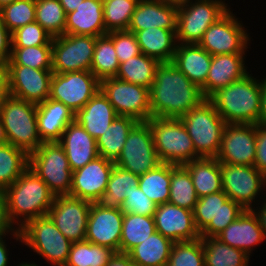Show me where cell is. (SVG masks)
Masks as SVG:
<instances>
[{"label":"cell","instance_id":"11","mask_svg":"<svg viewBox=\"0 0 266 266\" xmlns=\"http://www.w3.org/2000/svg\"><path fill=\"white\" fill-rule=\"evenodd\" d=\"M114 164L139 176L161 164L148 121H138L133 126Z\"/></svg>","mask_w":266,"mask_h":266},{"label":"cell","instance_id":"14","mask_svg":"<svg viewBox=\"0 0 266 266\" xmlns=\"http://www.w3.org/2000/svg\"><path fill=\"white\" fill-rule=\"evenodd\" d=\"M239 19L229 10L205 31L198 44L212 56L247 53L252 38Z\"/></svg>","mask_w":266,"mask_h":266},{"label":"cell","instance_id":"47","mask_svg":"<svg viewBox=\"0 0 266 266\" xmlns=\"http://www.w3.org/2000/svg\"><path fill=\"white\" fill-rule=\"evenodd\" d=\"M0 16L12 34L21 26L35 21V0H15L0 9Z\"/></svg>","mask_w":266,"mask_h":266},{"label":"cell","instance_id":"40","mask_svg":"<svg viewBox=\"0 0 266 266\" xmlns=\"http://www.w3.org/2000/svg\"><path fill=\"white\" fill-rule=\"evenodd\" d=\"M115 253L110 247L78 241L72 244L64 266H106Z\"/></svg>","mask_w":266,"mask_h":266},{"label":"cell","instance_id":"49","mask_svg":"<svg viewBox=\"0 0 266 266\" xmlns=\"http://www.w3.org/2000/svg\"><path fill=\"white\" fill-rule=\"evenodd\" d=\"M53 37L36 21L21 26L11 34L12 47L52 45Z\"/></svg>","mask_w":266,"mask_h":266},{"label":"cell","instance_id":"61","mask_svg":"<svg viewBox=\"0 0 266 266\" xmlns=\"http://www.w3.org/2000/svg\"><path fill=\"white\" fill-rule=\"evenodd\" d=\"M64 8L65 14L73 12L83 2V0H59Z\"/></svg>","mask_w":266,"mask_h":266},{"label":"cell","instance_id":"29","mask_svg":"<svg viewBox=\"0 0 266 266\" xmlns=\"http://www.w3.org/2000/svg\"><path fill=\"white\" fill-rule=\"evenodd\" d=\"M117 116L114 107L99 90L75 113L74 120L96 140L104 134Z\"/></svg>","mask_w":266,"mask_h":266},{"label":"cell","instance_id":"17","mask_svg":"<svg viewBox=\"0 0 266 266\" xmlns=\"http://www.w3.org/2000/svg\"><path fill=\"white\" fill-rule=\"evenodd\" d=\"M256 124H226L216 159L220 163L254 166Z\"/></svg>","mask_w":266,"mask_h":266},{"label":"cell","instance_id":"64","mask_svg":"<svg viewBox=\"0 0 266 266\" xmlns=\"http://www.w3.org/2000/svg\"><path fill=\"white\" fill-rule=\"evenodd\" d=\"M13 1H15V0H0V9H1L3 6L12 3Z\"/></svg>","mask_w":266,"mask_h":266},{"label":"cell","instance_id":"9","mask_svg":"<svg viewBox=\"0 0 266 266\" xmlns=\"http://www.w3.org/2000/svg\"><path fill=\"white\" fill-rule=\"evenodd\" d=\"M29 168L55 196L70 194L72 171L66 153L58 142H43L29 154Z\"/></svg>","mask_w":266,"mask_h":266},{"label":"cell","instance_id":"27","mask_svg":"<svg viewBox=\"0 0 266 266\" xmlns=\"http://www.w3.org/2000/svg\"><path fill=\"white\" fill-rule=\"evenodd\" d=\"M205 97V82L212 62V55L199 44H178L172 61Z\"/></svg>","mask_w":266,"mask_h":266},{"label":"cell","instance_id":"31","mask_svg":"<svg viewBox=\"0 0 266 266\" xmlns=\"http://www.w3.org/2000/svg\"><path fill=\"white\" fill-rule=\"evenodd\" d=\"M183 166L192 177L198 198L223 191L220 162L216 158L201 157Z\"/></svg>","mask_w":266,"mask_h":266},{"label":"cell","instance_id":"50","mask_svg":"<svg viewBox=\"0 0 266 266\" xmlns=\"http://www.w3.org/2000/svg\"><path fill=\"white\" fill-rule=\"evenodd\" d=\"M244 209L232 199L228 198L221 206L220 213L213 218L210 224L200 233L201 237H216L228 225L235 221Z\"/></svg>","mask_w":266,"mask_h":266},{"label":"cell","instance_id":"48","mask_svg":"<svg viewBox=\"0 0 266 266\" xmlns=\"http://www.w3.org/2000/svg\"><path fill=\"white\" fill-rule=\"evenodd\" d=\"M229 197L224 191L212 193L198 198L193 209L195 225L201 233L220 213L221 206Z\"/></svg>","mask_w":266,"mask_h":266},{"label":"cell","instance_id":"25","mask_svg":"<svg viewBox=\"0 0 266 266\" xmlns=\"http://www.w3.org/2000/svg\"><path fill=\"white\" fill-rule=\"evenodd\" d=\"M246 53L220 54L212 56L211 66L205 82V98L222 87L243 78L247 72Z\"/></svg>","mask_w":266,"mask_h":266},{"label":"cell","instance_id":"43","mask_svg":"<svg viewBox=\"0 0 266 266\" xmlns=\"http://www.w3.org/2000/svg\"><path fill=\"white\" fill-rule=\"evenodd\" d=\"M35 21L53 38L63 35L66 14L59 0H35Z\"/></svg>","mask_w":266,"mask_h":266},{"label":"cell","instance_id":"42","mask_svg":"<svg viewBox=\"0 0 266 266\" xmlns=\"http://www.w3.org/2000/svg\"><path fill=\"white\" fill-rule=\"evenodd\" d=\"M29 167V155L12 144L0 145V188L6 189Z\"/></svg>","mask_w":266,"mask_h":266},{"label":"cell","instance_id":"6","mask_svg":"<svg viewBox=\"0 0 266 266\" xmlns=\"http://www.w3.org/2000/svg\"><path fill=\"white\" fill-rule=\"evenodd\" d=\"M148 123L161 163L178 166L201 158L180 119L151 117Z\"/></svg>","mask_w":266,"mask_h":266},{"label":"cell","instance_id":"33","mask_svg":"<svg viewBox=\"0 0 266 266\" xmlns=\"http://www.w3.org/2000/svg\"><path fill=\"white\" fill-rule=\"evenodd\" d=\"M173 243L171 239L156 231L127 254L136 266H165Z\"/></svg>","mask_w":266,"mask_h":266},{"label":"cell","instance_id":"37","mask_svg":"<svg viewBox=\"0 0 266 266\" xmlns=\"http://www.w3.org/2000/svg\"><path fill=\"white\" fill-rule=\"evenodd\" d=\"M156 232L154 216L124 213L120 253H128Z\"/></svg>","mask_w":266,"mask_h":266},{"label":"cell","instance_id":"46","mask_svg":"<svg viewBox=\"0 0 266 266\" xmlns=\"http://www.w3.org/2000/svg\"><path fill=\"white\" fill-rule=\"evenodd\" d=\"M165 266H204L202 238L174 242Z\"/></svg>","mask_w":266,"mask_h":266},{"label":"cell","instance_id":"34","mask_svg":"<svg viewBox=\"0 0 266 266\" xmlns=\"http://www.w3.org/2000/svg\"><path fill=\"white\" fill-rule=\"evenodd\" d=\"M137 122L130 116H117L104 134L96 139L99 156L115 162L122 152L128 133Z\"/></svg>","mask_w":266,"mask_h":266},{"label":"cell","instance_id":"53","mask_svg":"<svg viewBox=\"0 0 266 266\" xmlns=\"http://www.w3.org/2000/svg\"><path fill=\"white\" fill-rule=\"evenodd\" d=\"M254 167L266 176V125L264 124H256Z\"/></svg>","mask_w":266,"mask_h":266},{"label":"cell","instance_id":"36","mask_svg":"<svg viewBox=\"0 0 266 266\" xmlns=\"http://www.w3.org/2000/svg\"><path fill=\"white\" fill-rule=\"evenodd\" d=\"M159 64L157 59L141 53L120 63L116 78L150 89Z\"/></svg>","mask_w":266,"mask_h":266},{"label":"cell","instance_id":"23","mask_svg":"<svg viewBox=\"0 0 266 266\" xmlns=\"http://www.w3.org/2000/svg\"><path fill=\"white\" fill-rule=\"evenodd\" d=\"M58 143L66 153L72 172L99 156L96 140L75 120L63 131Z\"/></svg>","mask_w":266,"mask_h":266},{"label":"cell","instance_id":"44","mask_svg":"<svg viewBox=\"0 0 266 266\" xmlns=\"http://www.w3.org/2000/svg\"><path fill=\"white\" fill-rule=\"evenodd\" d=\"M140 0H103V17L107 32L127 30Z\"/></svg>","mask_w":266,"mask_h":266},{"label":"cell","instance_id":"60","mask_svg":"<svg viewBox=\"0 0 266 266\" xmlns=\"http://www.w3.org/2000/svg\"><path fill=\"white\" fill-rule=\"evenodd\" d=\"M8 234L0 236V266H8L9 264V249L7 248L6 240L4 239Z\"/></svg>","mask_w":266,"mask_h":266},{"label":"cell","instance_id":"26","mask_svg":"<svg viewBox=\"0 0 266 266\" xmlns=\"http://www.w3.org/2000/svg\"><path fill=\"white\" fill-rule=\"evenodd\" d=\"M103 17V0H83L75 11L66 14L64 34L106 35Z\"/></svg>","mask_w":266,"mask_h":266},{"label":"cell","instance_id":"59","mask_svg":"<svg viewBox=\"0 0 266 266\" xmlns=\"http://www.w3.org/2000/svg\"><path fill=\"white\" fill-rule=\"evenodd\" d=\"M263 77H264L263 79L262 78L260 79L262 95H261V111L259 115L258 124L266 125V76Z\"/></svg>","mask_w":266,"mask_h":266},{"label":"cell","instance_id":"45","mask_svg":"<svg viewBox=\"0 0 266 266\" xmlns=\"http://www.w3.org/2000/svg\"><path fill=\"white\" fill-rule=\"evenodd\" d=\"M7 65H23L39 70H52V45L12 47Z\"/></svg>","mask_w":266,"mask_h":266},{"label":"cell","instance_id":"15","mask_svg":"<svg viewBox=\"0 0 266 266\" xmlns=\"http://www.w3.org/2000/svg\"><path fill=\"white\" fill-rule=\"evenodd\" d=\"M100 90V81L91 71L53 73L49 98L63 103L74 113Z\"/></svg>","mask_w":266,"mask_h":266},{"label":"cell","instance_id":"2","mask_svg":"<svg viewBox=\"0 0 266 266\" xmlns=\"http://www.w3.org/2000/svg\"><path fill=\"white\" fill-rule=\"evenodd\" d=\"M5 193L8 217L17 229L31 219L47 216L55 198L47 184L29 167L5 189Z\"/></svg>","mask_w":266,"mask_h":266},{"label":"cell","instance_id":"12","mask_svg":"<svg viewBox=\"0 0 266 266\" xmlns=\"http://www.w3.org/2000/svg\"><path fill=\"white\" fill-rule=\"evenodd\" d=\"M100 90L118 116H130L137 121L152 117L148 88L112 77L100 81Z\"/></svg>","mask_w":266,"mask_h":266},{"label":"cell","instance_id":"21","mask_svg":"<svg viewBox=\"0 0 266 266\" xmlns=\"http://www.w3.org/2000/svg\"><path fill=\"white\" fill-rule=\"evenodd\" d=\"M156 231L173 242L191 241L200 238L193 211L164 203L156 207L154 213Z\"/></svg>","mask_w":266,"mask_h":266},{"label":"cell","instance_id":"30","mask_svg":"<svg viewBox=\"0 0 266 266\" xmlns=\"http://www.w3.org/2000/svg\"><path fill=\"white\" fill-rule=\"evenodd\" d=\"M133 32L141 53L160 62H172L177 48L176 30L149 28Z\"/></svg>","mask_w":266,"mask_h":266},{"label":"cell","instance_id":"10","mask_svg":"<svg viewBox=\"0 0 266 266\" xmlns=\"http://www.w3.org/2000/svg\"><path fill=\"white\" fill-rule=\"evenodd\" d=\"M220 169L223 191L244 210H252L266 189V176L254 166L220 163Z\"/></svg>","mask_w":266,"mask_h":266},{"label":"cell","instance_id":"28","mask_svg":"<svg viewBox=\"0 0 266 266\" xmlns=\"http://www.w3.org/2000/svg\"><path fill=\"white\" fill-rule=\"evenodd\" d=\"M75 113L61 102L48 98L37 104L38 133L42 142H58L74 121Z\"/></svg>","mask_w":266,"mask_h":266},{"label":"cell","instance_id":"8","mask_svg":"<svg viewBox=\"0 0 266 266\" xmlns=\"http://www.w3.org/2000/svg\"><path fill=\"white\" fill-rule=\"evenodd\" d=\"M225 0H193L177 8L178 44H198L205 31L231 8Z\"/></svg>","mask_w":266,"mask_h":266},{"label":"cell","instance_id":"4","mask_svg":"<svg viewBox=\"0 0 266 266\" xmlns=\"http://www.w3.org/2000/svg\"><path fill=\"white\" fill-rule=\"evenodd\" d=\"M9 144L28 155L43 143L37 125V105L9 95L0 110Z\"/></svg>","mask_w":266,"mask_h":266},{"label":"cell","instance_id":"24","mask_svg":"<svg viewBox=\"0 0 266 266\" xmlns=\"http://www.w3.org/2000/svg\"><path fill=\"white\" fill-rule=\"evenodd\" d=\"M177 7L161 0H140L131 17L128 31L149 28L176 30Z\"/></svg>","mask_w":266,"mask_h":266},{"label":"cell","instance_id":"13","mask_svg":"<svg viewBox=\"0 0 266 266\" xmlns=\"http://www.w3.org/2000/svg\"><path fill=\"white\" fill-rule=\"evenodd\" d=\"M96 38L90 35L72 34H63L53 38V73L90 71Z\"/></svg>","mask_w":266,"mask_h":266},{"label":"cell","instance_id":"3","mask_svg":"<svg viewBox=\"0 0 266 266\" xmlns=\"http://www.w3.org/2000/svg\"><path fill=\"white\" fill-rule=\"evenodd\" d=\"M252 75L246 74L208 98L226 124H258L262 89L260 79Z\"/></svg>","mask_w":266,"mask_h":266},{"label":"cell","instance_id":"1","mask_svg":"<svg viewBox=\"0 0 266 266\" xmlns=\"http://www.w3.org/2000/svg\"><path fill=\"white\" fill-rule=\"evenodd\" d=\"M152 117L180 119L206 98L173 62H160L149 89Z\"/></svg>","mask_w":266,"mask_h":266},{"label":"cell","instance_id":"7","mask_svg":"<svg viewBox=\"0 0 266 266\" xmlns=\"http://www.w3.org/2000/svg\"><path fill=\"white\" fill-rule=\"evenodd\" d=\"M24 245L40 255L53 266H64L67 262L72 242L68 240L48 216L28 221L21 229Z\"/></svg>","mask_w":266,"mask_h":266},{"label":"cell","instance_id":"16","mask_svg":"<svg viewBox=\"0 0 266 266\" xmlns=\"http://www.w3.org/2000/svg\"><path fill=\"white\" fill-rule=\"evenodd\" d=\"M91 204L69 195L55 196L47 216L72 243L84 241Z\"/></svg>","mask_w":266,"mask_h":266},{"label":"cell","instance_id":"35","mask_svg":"<svg viewBox=\"0 0 266 266\" xmlns=\"http://www.w3.org/2000/svg\"><path fill=\"white\" fill-rule=\"evenodd\" d=\"M204 266H249L251 258L243 250L231 247L216 237H201Z\"/></svg>","mask_w":266,"mask_h":266},{"label":"cell","instance_id":"18","mask_svg":"<svg viewBox=\"0 0 266 266\" xmlns=\"http://www.w3.org/2000/svg\"><path fill=\"white\" fill-rule=\"evenodd\" d=\"M6 68L10 95L36 105L49 98L52 70L23 65H6Z\"/></svg>","mask_w":266,"mask_h":266},{"label":"cell","instance_id":"52","mask_svg":"<svg viewBox=\"0 0 266 266\" xmlns=\"http://www.w3.org/2000/svg\"><path fill=\"white\" fill-rule=\"evenodd\" d=\"M157 205L138 187L133 190L122 204L124 213H135L144 216H154Z\"/></svg>","mask_w":266,"mask_h":266},{"label":"cell","instance_id":"5","mask_svg":"<svg viewBox=\"0 0 266 266\" xmlns=\"http://www.w3.org/2000/svg\"><path fill=\"white\" fill-rule=\"evenodd\" d=\"M180 120L193 141L195 152L200 157L216 158L220 151L226 122L206 98L197 107L184 114Z\"/></svg>","mask_w":266,"mask_h":266},{"label":"cell","instance_id":"38","mask_svg":"<svg viewBox=\"0 0 266 266\" xmlns=\"http://www.w3.org/2000/svg\"><path fill=\"white\" fill-rule=\"evenodd\" d=\"M171 164L161 163L139 176L138 186L157 206L167 203L170 195Z\"/></svg>","mask_w":266,"mask_h":266},{"label":"cell","instance_id":"63","mask_svg":"<svg viewBox=\"0 0 266 266\" xmlns=\"http://www.w3.org/2000/svg\"><path fill=\"white\" fill-rule=\"evenodd\" d=\"M4 144H8V141H7V135H6L4 125L0 118V145H4Z\"/></svg>","mask_w":266,"mask_h":266},{"label":"cell","instance_id":"57","mask_svg":"<svg viewBox=\"0 0 266 266\" xmlns=\"http://www.w3.org/2000/svg\"><path fill=\"white\" fill-rule=\"evenodd\" d=\"M106 266H136L127 253L116 252Z\"/></svg>","mask_w":266,"mask_h":266},{"label":"cell","instance_id":"62","mask_svg":"<svg viewBox=\"0 0 266 266\" xmlns=\"http://www.w3.org/2000/svg\"><path fill=\"white\" fill-rule=\"evenodd\" d=\"M161 1L167 2L170 5L175 6V7L178 8L180 6L188 4L189 2H192L193 0H161Z\"/></svg>","mask_w":266,"mask_h":266},{"label":"cell","instance_id":"51","mask_svg":"<svg viewBox=\"0 0 266 266\" xmlns=\"http://www.w3.org/2000/svg\"><path fill=\"white\" fill-rule=\"evenodd\" d=\"M107 35L113 40L119 63L141 54L139 44L133 32L128 30L111 31Z\"/></svg>","mask_w":266,"mask_h":266},{"label":"cell","instance_id":"41","mask_svg":"<svg viewBox=\"0 0 266 266\" xmlns=\"http://www.w3.org/2000/svg\"><path fill=\"white\" fill-rule=\"evenodd\" d=\"M119 64L113 40L107 34L97 37L90 71L101 81L116 77Z\"/></svg>","mask_w":266,"mask_h":266},{"label":"cell","instance_id":"32","mask_svg":"<svg viewBox=\"0 0 266 266\" xmlns=\"http://www.w3.org/2000/svg\"><path fill=\"white\" fill-rule=\"evenodd\" d=\"M138 181L139 175L114 164L107 188L95 203L102 208L122 209L125 198L139 187Z\"/></svg>","mask_w":266,"mask_h":266},{"label":"cell","instance_id":"20","mask_svg":"<svg viewBox=\"0 0 266 266\" xmlns=\"http://www.w3.org/2000/svg\"><path fill=\"white\" fill-rule=\"evenodd\" d=\"M114 162L98 156L83 168L72 172L69 196L94 203L106 190Z\"/></svg>","mask_w":266,"mask_h":266},{"label":"cell","instance_id":"56","mask_svg":"<svg viewBox=\"0 0 266 266\" xmlns=\"http://www.w3.org/2000/svg\"><path fill=\"white\" fill-rule=\"evenodd\" d=\"M9 95L7 68L4 65H0V110Z\"/></svg>","mask_w":266,"mask_h":266},{"label":"cell","instance_id":"65","mask_svg":"<svg viewBox=\"0 0 266 266\" xmlns=\"http://www.w3.org/2000/svg\"><path fill=\"white\" fill-rule=\"evenodd\" d=\"M17 266H39L37 264H35V262L33 263H29V262H24L22 261L20 264H18Z\"/></svg>","mask_w":266,"mask_h":266},{"label":"cell","instance_id":"39","mask_svg":"<svg viewBox=\"0 0 266 266\" xmlns=\"http://www.w3.org/2000/svg\"><path fill=\"white\" fill-rule=\"evenodd\" d=\"M198 197L189 171L183 165L171 164L169 203L193 211Z\"/></svg>","mask_w":266,"mask_h":266},{"label":"cell","instance_id":"54","mask_svg":"<svg viewBox=\"0 0 266 266\" xmlns=\"http://www.w3.org/2000/svg\"><path fill=\"white\" fill-rule=\"evenodd\" d=\"M5 234L13 236L16 242H22L20 229L14 227L8 217L5 189L0 188V236Z\"/></svg>","mask_w":266,"mask_h":266},{"label":"cell","instance_id":"55","mask_svg":"<svg viewBox=\"0 0 266 266\" xmlns=\"http://www.w3.org/2000/svg\"><path fill=\"white\" fill-rule=\"evenodd\" d=\"M11 49V33L2 22L0 16V65H7V62L11 57Z\"/></svg>","mask_w":266,"mask_h":266},{"label":"cell","instance_id":"22","mask_svg":"<svg viewBox=\"0 0 266 266\" xmlns=\"http://www.w3.org/2000/svg\"><path fill=\"white\" fill-rule=\"evenodd\" d=\"M216 238L221 242L243 250L247 255L265 239L259 221L252 210H244L242 214L228 225Z\"/></svg>","mask_w":266,"mask_h":266},{"label":"cell","instance_id":"19","mask_svg":"<svg viewBox=\"0 0 266 266\" xmlns=\"http://www.w3.org/2000/svg\"><path fill=\"white\" fill-rule=\"evenodd\" d=\"M123 217L121 209L102 208L95 202L92 203L85 240L120 252Z\"/></svg>","mask_w":266,"mask_h":266},{"label":"cell","instance_id":"58","mask_svg":"<svg viewBox=\"0 0 266 266\" xmlns=\"http://www.w3.org/2000/svg\"><path fill=\"white\" fill-rule=\"evenodd\" d=\"M266 197V195H264ZM261 203V206H258L256 208H253L252 211L256 215L259 224L261 226L262 231L264 232V236L266 239V199H263L258 203V205ZM258 210V211H257Z\"/></svg>","mask_w":266,"mask_h":266}]
</instances>
